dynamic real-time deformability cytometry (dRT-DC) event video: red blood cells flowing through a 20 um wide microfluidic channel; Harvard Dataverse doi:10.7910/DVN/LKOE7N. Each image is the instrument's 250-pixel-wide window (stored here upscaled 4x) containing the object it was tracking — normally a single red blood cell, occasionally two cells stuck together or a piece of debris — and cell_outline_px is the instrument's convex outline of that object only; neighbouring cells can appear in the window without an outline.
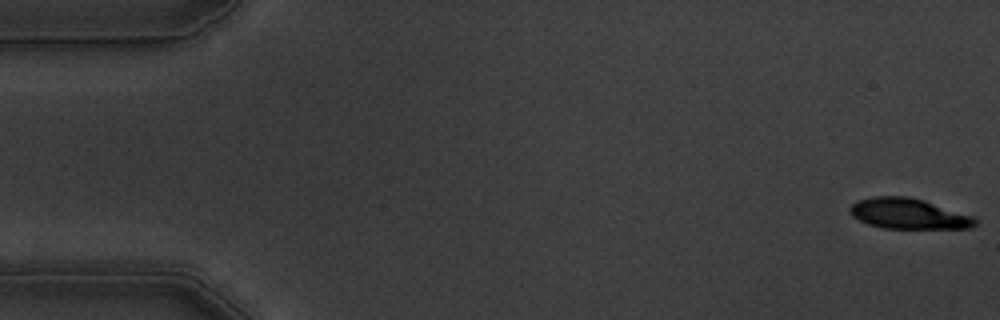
{"species": "common noctule bat (a hibernating species)", "species_latin": "Nyctalus noctula", "temperature_condition": "warm", "stored_images_in_passage": 13, "camera_frame_rate_fps": 3000, "um_per_image_px": 0.085, "animal": {"sex": "male", "body_mass_g": 19.5, "forearm_length_mm": 54.6}, "frame": {"image": 1, "passage_image": 1, "time_ms": 0.0, "image_size_px": [1000, 320], "cell_outline_px": [[976, 224], [968, 228], [880, 228], [868, 224], [852, 216], [848, 212], [848, 208], [856, 200], [872, 196], [908, 196], [924, 200], [972, 216], [976, 220]], "centroid_in_image_um": [77.14, 18.15], "position_along_channel_um": 7.9, "area_um2": 22.25}}